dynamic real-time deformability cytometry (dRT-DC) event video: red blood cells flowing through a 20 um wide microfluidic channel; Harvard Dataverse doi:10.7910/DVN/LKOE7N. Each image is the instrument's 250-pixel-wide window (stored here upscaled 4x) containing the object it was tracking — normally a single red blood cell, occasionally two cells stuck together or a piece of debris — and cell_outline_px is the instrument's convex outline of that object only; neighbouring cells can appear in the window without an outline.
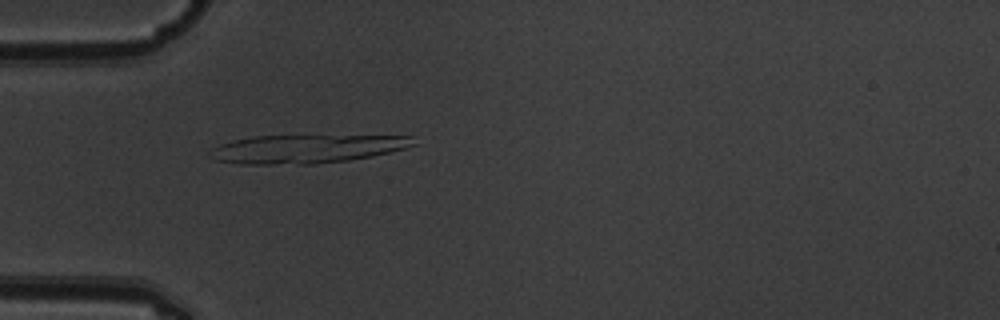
{"species": "common noctule bat (a hibernating species)", "species_latin": "Nyctalus noctula", "temperature_condition": "warm", "stored_images_in_passage": 4, "camera_frame_rate_fps": 3000, "um_per_image_px": 0.085, "animal": {"sex": "male", "body_mass_g": 19.5, "forearm_length_mm": 54.6}, "frame": {"image": 1, "passage_image": 4, "time_ms": 1.0, "image_size_px": [1000, 320], "cell_outline_px": [[416, 144], [404, 148], [372, 156], [348, 160], [312, 164], [240, 164], [216, 160], [208, 156], [208, 152], [212, 148], [220, 144], [232, 140], [252, 136], [412, 136]], "centroid_in_image_um": [25.97, 12.66], "position_along_channel_um": 59.0, "area_um2": 33.58}}